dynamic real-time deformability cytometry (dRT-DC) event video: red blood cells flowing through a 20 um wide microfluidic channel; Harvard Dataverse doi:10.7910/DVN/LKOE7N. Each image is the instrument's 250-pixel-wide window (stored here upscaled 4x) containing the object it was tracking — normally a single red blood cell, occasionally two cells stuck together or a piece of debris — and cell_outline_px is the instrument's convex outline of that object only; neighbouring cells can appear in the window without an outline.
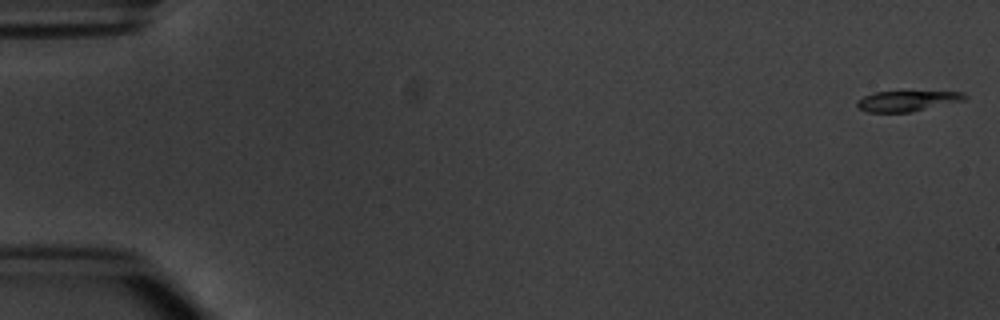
{"species": "common noctule bat (a hibernating species)", "species_latin": "Nyctalus noctula", "temperature_condition": "warm", "stored_images_in_passage": 6, "camera_frame_rate_fps": 3000, "um_per_image_px": 0.085, "animal": {"sex": "male", "body_mass_g": 20.1, "forearm_length_mm": 53.5}, "frame": {"image": 1, "passage_image": 1, "time_ms": 0.0, "image_size_px": [1000, 320], "cell_outline_px": [[968, 96], [964, 100], [912, 112], [868, 112], [860, 108], [856, 104], [856, 100], [872, 92], [900, 88], [964, 92]], "centroid_in_image_um": [77.13, 8.5], "position_along_channel_um": 7.9, "area_um2": 14.05}}
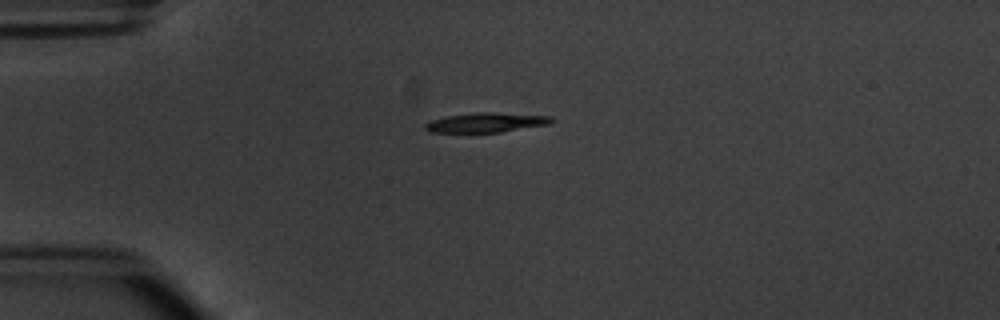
{"frame": {"image": 2, "passage_image": 4, "time_ms": 4.333, "image_size_px": [1000, 320], "cell_outline_px": [[556, 120], [548, 124], [500, 132], [428, 132], [424, 128], [424, 124], [428, 120], [444, 116], [476, 112], [492, 112], [552, 116]], "centroid_in_image_um": [41.27, 10.4], "position_along_channel_um": 43.7, "area_um2": 14.57}}